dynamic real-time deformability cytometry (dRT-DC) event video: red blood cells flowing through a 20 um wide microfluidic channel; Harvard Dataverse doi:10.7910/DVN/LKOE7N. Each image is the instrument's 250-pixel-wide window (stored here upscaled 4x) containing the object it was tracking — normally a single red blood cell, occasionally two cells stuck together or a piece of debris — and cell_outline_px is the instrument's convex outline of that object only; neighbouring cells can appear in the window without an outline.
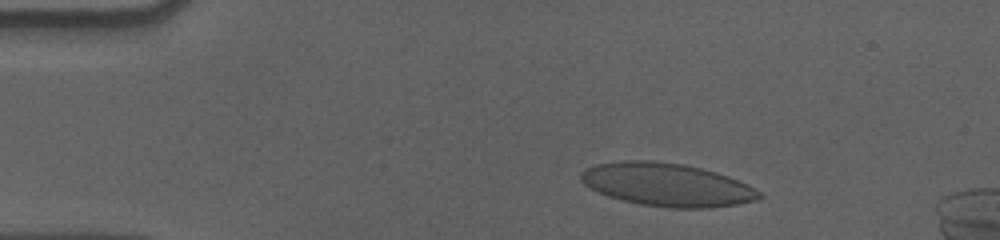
{"species": "human", "species_latin": "Homo sapiens", "temperature_condition": "cold", "stored_images_in_passage": 40, "camera_frame_rate_fps": 3000, "um_per_image_px": 0.085, "donor": {"sex": "male"}, "frame": {"image": 1, "passage_image": 2, "time_ms": 0.333, "image_size_px": [1000, 240], "cell_outline_px": [[764, 196], [756, 200], [736, 204], [708, 208], [668, 208], [640, 204], [608, 196], [584, 184], [580, 180], [580, 172], [584, 168], [596, 164], [624, 160], [652, 160], [684, 164], [716, 172], [728, 176], [748, 184], [756, 188]], "centroid_in_image_um": [56.69, 15.69], "position_along_channel_um": 28.3, "area_um2": 44.85}}
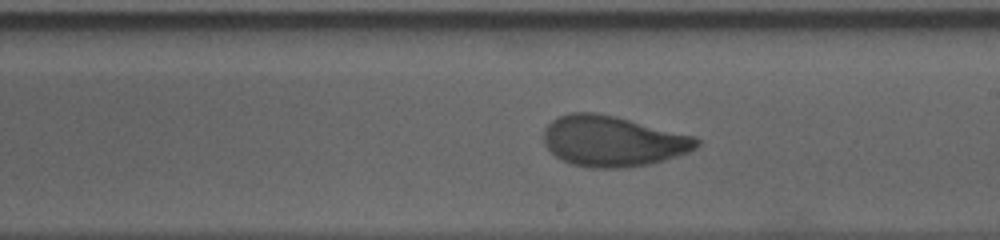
{"frame": {"image": 2, "passage_image": 25, "time_ms": 8.0, "image_size_px": [1000, 240], "cell_outline_px": [[700, 144], [696, 148], [688, 152], [664, 160], [648, 164], [620, 168], [592, 168], [572, 164], [560, 160], [544, 144], [544, 128], [552, 120], [568, 112], [596, 112], [616, 116], [696, 136], [700, 140]], "centroid_in_image_um": [52.09, 11.99], "position_along_channel_um": 236.9, "area_um2": 45.32}}
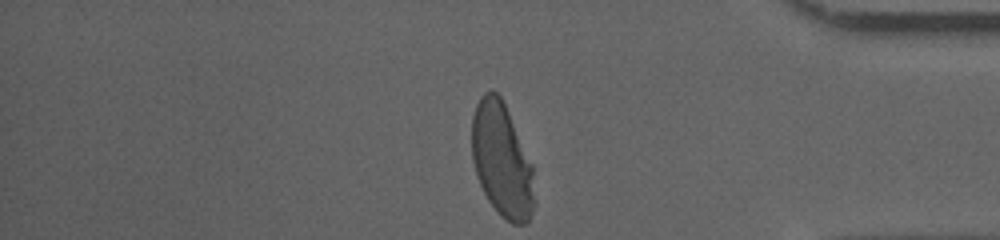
{"frame": {"image": 3, "passage_image": 40, "time_ms": 13.0, "image_size_px": [1000, 240], "cell_outline_px": [[532, 212], [528, 224], [512, 224], [500, 216], [488, 200], [476, 176], [472, 160], [472, 116], [476, 104], [480, 96], [484, 92], [492, 88], [500, 96], [508, 112], [532, 164]], "centroid_in_image_um": [42.61, 13.6], "position_along_channel_um": 392.6, "area_um2": 41.21}, "authors_computed_cell_mechanics": {"area_um2": 44.795, "velocity_mm_per_s": 3.5668, "shape_relaxation_time_tau1_ms": 5.6405, "shape_relaxation_time_tau2_ms": null, "deformation_change_tau1": 0.1838, "deformation_change_tau2": null}}